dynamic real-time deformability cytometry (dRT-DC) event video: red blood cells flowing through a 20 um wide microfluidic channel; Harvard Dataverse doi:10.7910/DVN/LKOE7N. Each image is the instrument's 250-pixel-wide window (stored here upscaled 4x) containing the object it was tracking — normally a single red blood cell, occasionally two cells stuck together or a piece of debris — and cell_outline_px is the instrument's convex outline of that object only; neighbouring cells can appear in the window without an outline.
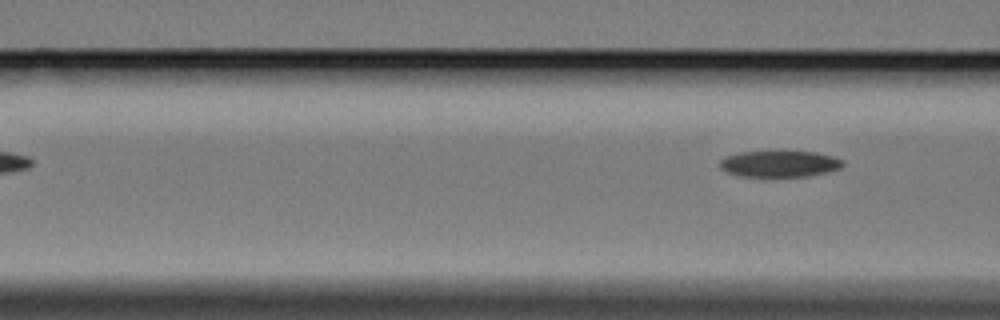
{"species": "Egyptian fruit bat (a non-hibernating species)", "species_latin": "Rousettus aegyptiacus", "temperature_condition": "cold", "stored_images_in_passage": 5, "camera_frame_rate_fps": 3000, "um_per_image_px": 0.085, "animal": {"sex": "female"}, "frame": {"image": 1, "passage_image": 5, "time_ms": 6.333, "image_size_px": [1000, 320], "cell_outline_px": [[844, 164], [840, 168], [828, 172], [808, 176], [740, 176], [728, 172], [720, 168], [720, 160], [724, 156], [736, 152], [784, 148], [816, 152], [832, 156], [844, 160]], "centroid_in_image_um": [66.25, 13.86], "position_along_channel_um": 100.3, "area_um2": 19.94}}